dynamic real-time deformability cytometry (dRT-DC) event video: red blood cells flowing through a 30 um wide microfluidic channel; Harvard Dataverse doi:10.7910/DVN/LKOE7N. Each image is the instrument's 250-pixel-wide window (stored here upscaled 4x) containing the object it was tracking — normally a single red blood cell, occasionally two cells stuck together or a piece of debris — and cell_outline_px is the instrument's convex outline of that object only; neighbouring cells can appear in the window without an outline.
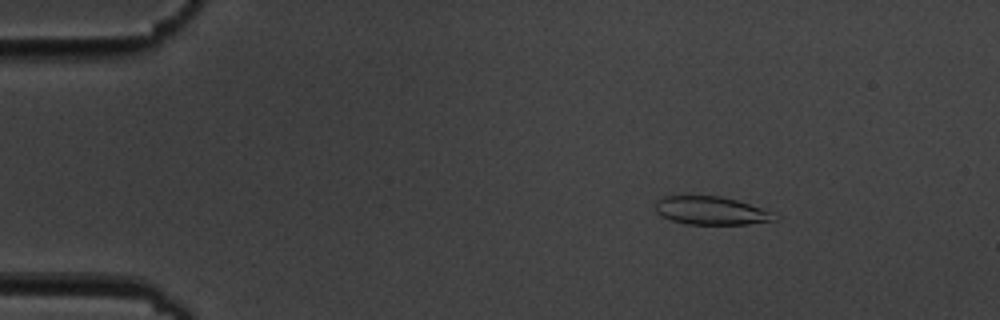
{"species": "common noctule bat (a hibernating species)", "species_latin": "Nyctalus noctula", "temperature_condition": "cold", "stored_images_in_passage": 9, "camera_frame_rate_fps": 3000, "um_per_image_px": 0.085, "animal": {"sex": "male", "body_mass_g": 19.5, "forearm_length_mm": 54.6}, "frame": {"image": 1, "passage_image": 3, "time_ms": 2.333, "image_size_px": [1000, 320], "cell_outline_px": [[776, 220], [748, 224], [684, 224], [660, 216], [656, 212], [656, 200], [664, 196], [720, 196], [736, 200], [772, 212]], "centroid_in_image_um": [60.38, 17.91], "position_along_channel_um": 24.6, "area_um2": 19.36}}
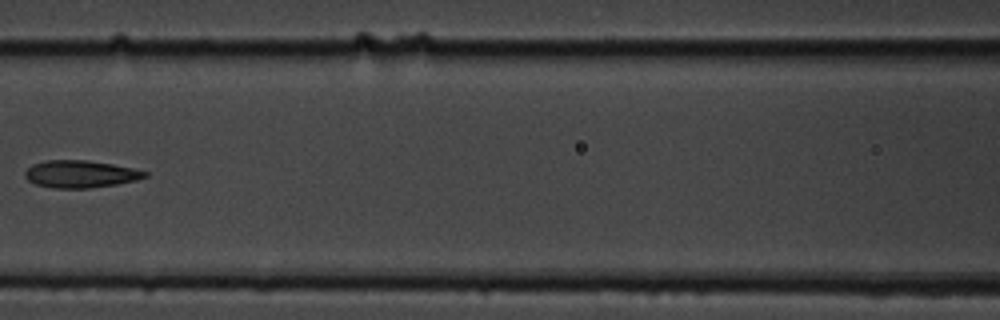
{"frame": {"image": 2, "passage_image": 8, "time_ms": 8.333, "image_size_px": [1000, 320], "cell_outline_px": [[148, 176], [136, 180], [116, 184], [88, 188], [56, 188], [36, 184], [28, 180], [24, 176], [24, 172], [32, 164], [44, 160], [88, 160], [112, 164], [132, 168], [148, 172]], "centroid_in_image_um": [6.82, 14.78], "position_along_channel_um": 159.8, "area_um2": 19.02}}
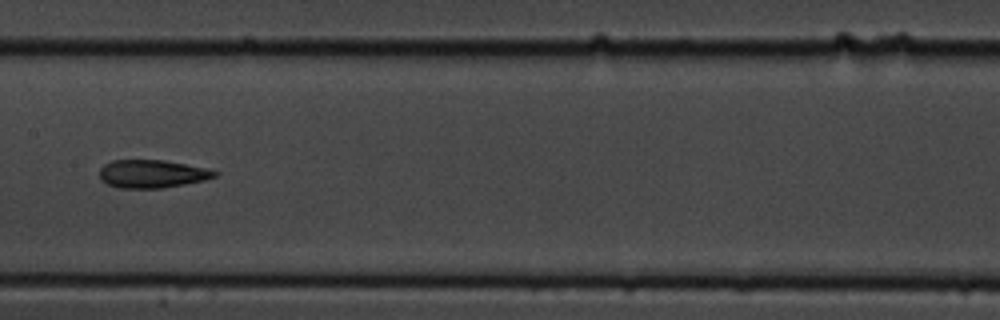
{"frame": {"image": 3, "passage_image": 9, "time_ms": 9.333, "image_size_px": [1000, 320], "cell_outline_px": [[220, 172], [216, 176], [204, 180], [184, 184], [160, 188], [116, 188], [100, 180], [100, 168], [104, 164], [112, 160], [164, 160], [204, 168]], "centroid_in_image_um": [12.88, 14.78], "position_along_channel_um": 194.5, "area_um2": 18.73}}